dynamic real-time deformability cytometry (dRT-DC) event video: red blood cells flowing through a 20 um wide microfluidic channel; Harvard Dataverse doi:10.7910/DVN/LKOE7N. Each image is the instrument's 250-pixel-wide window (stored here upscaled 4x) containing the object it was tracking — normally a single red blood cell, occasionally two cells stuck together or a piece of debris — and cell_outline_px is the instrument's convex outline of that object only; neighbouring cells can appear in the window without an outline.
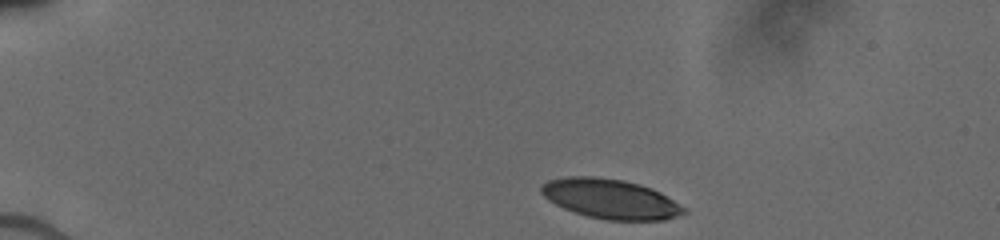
{"species": "human", "species_latin": "Homo sapiens", "temperature_condition": "cold", "stored_images_in_passage": 9, "camera_frame_rate_fps": 3000, "um_per_image_px": 0.085, "donor": {"sex": "male"}, "frame": {"image": 1, "passage_image": 1, "time_ms": 0.0, "image_size_px": [1000, 240], "cell_outline_px": [[688, 212], [664, 220], [604, 220], [588, 216], [564, 208], [548, 200], [540, 192], [540, 188], [548, 180], [568, 176], [596, 176], [624, 180], [640, 184], [652, 188], [660, 192], [684, 208]], "centroid_in_image_um": [51.87, 16.89], "position_along_channel_um": 33.1, "area_um2": 32.83}}
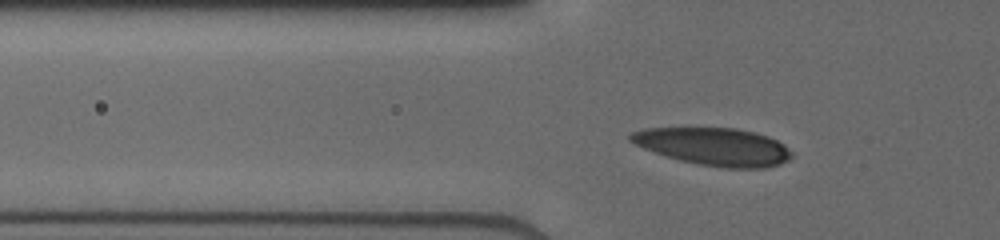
{"frame": {"image": 2, "passage_image": 7, "time_ms": 2.667, "image_size_px": [1000, 240], "cell_outline_px": [[792, 156], [788, 160], [780, 164], [764, 168], [724, 168], [696, 164], [680, 160], [644, 148], [628, 140], [628, 136], [632, 132], [644, 128], [736, 128], [756, 132], [768, 136], [784, 144], [792, 152]], "centroid_in_image_um": [60.71, 12.46], "position_along_channel_um": 65.1, "area_um2": 35.32}}
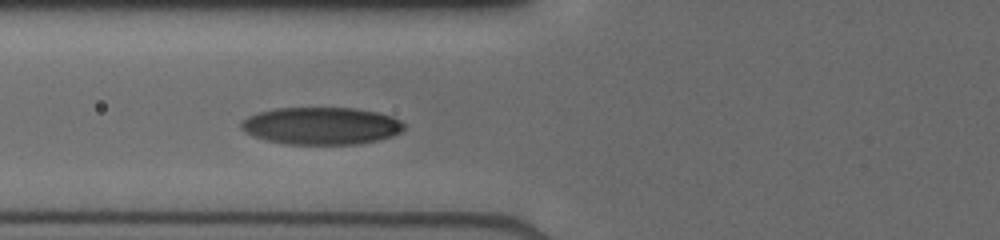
{"frame": {"image": 3, "passage_image": 9, "time_ms": 3.667, "image_size_px": [1000, 240], "cell_outline_px": [[404, 128], [400, 132], [392, 136], [376, 140], [356, 144], [288, 144], [268, 140], [252, 136], [244, 132], [240, 128], [240, 120], [248, 116], [260, 112], [276, 108], [356, 108], [376, 112], [392, 116], [400, 120], [404, 124]], "centroid_in_image_um": [27.28, 10.69], "position_along_channel_um": 98.5, "area_um2": 35.43}}